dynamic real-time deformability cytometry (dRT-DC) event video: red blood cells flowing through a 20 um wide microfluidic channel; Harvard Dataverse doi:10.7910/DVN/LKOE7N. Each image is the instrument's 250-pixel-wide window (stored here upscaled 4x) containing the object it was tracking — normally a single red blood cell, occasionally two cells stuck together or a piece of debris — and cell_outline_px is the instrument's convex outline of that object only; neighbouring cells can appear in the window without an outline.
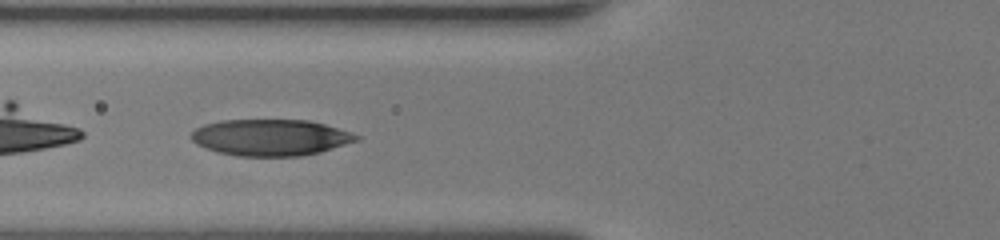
{"species": "human", "species_latin": "Homo sapiens", "temperature_condition": "room temperature", "stored_images_in_passage": 31, "camera_frame_rate_fps": 3000, "um_per_image_px": 0.085, "donor": {"sex": "female"}, "frame": {"image": 1, "passage_image": 3, "time_ms": 0.667, "image_size_px": [1000, 240], "cell_outline_px": [[360, 140], [320, 152], [300, 156], [236, 156], [216, 152], [196, 144], [192, 140], [192, 132], [196, 128], [204, 124], [220, 120], [308, 120], [324, 124], [352, 132], [360, 136]], "centroid_in_image_um": [23.0, 11.69], "position_along_channel_um": 102.8, "area_um2": 35.14}}
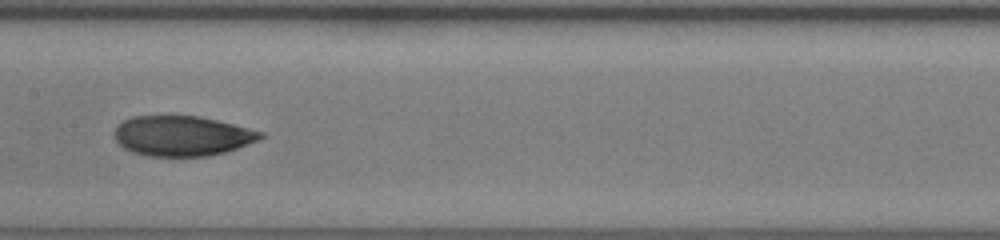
{"frame": {"image": 2, "passage_image": 9, "time_ms": 2.667, "image_size_px": [1000, 240], "cell_outline_px": [[264, 136], [248, 144], [224, 152], [208, 156], [148, 156], [132, 152], [124, 148], [116, 140], [116, 128], [124, 120], [132, 116], [200, 116], [264, 132]], "centroid_in_image_um": [15.47, 11.55], "position_along_channel_um": 191.9, "area_um2": 33.76}}
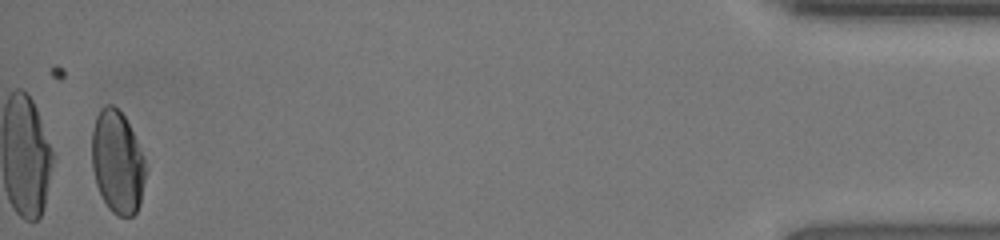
{"frame": {"image": 3, "passage_image": 30, "time_ms": 9.667, "image_size_px": [1000, 240], "cell_outline_px": [[148, 168], [140, 204], [136, 212], [132, 216], [116, 216], [108, 208], [96, 184], [92, 168], [92, 132], [96, 116], [100, 108], [104, 104], [112, 104], [124, 116], [144, 156]], "centroid_in_image_um": [9.99, 13.79], "position_along_channel_um": 425.2, "area_um2": 32.48}, "authors_computed_cell_mechanics": {"area_um2": 34.2754, "velocity_mm_per_s": 4.457, "shape_relaxation_time_tau1_ms": 6.1378, "shape_relaxation_time_tau2_ms": 1.3498, "deformation_change_tau1": 0.2098, "deformation_change_tau2": 0.0519}}